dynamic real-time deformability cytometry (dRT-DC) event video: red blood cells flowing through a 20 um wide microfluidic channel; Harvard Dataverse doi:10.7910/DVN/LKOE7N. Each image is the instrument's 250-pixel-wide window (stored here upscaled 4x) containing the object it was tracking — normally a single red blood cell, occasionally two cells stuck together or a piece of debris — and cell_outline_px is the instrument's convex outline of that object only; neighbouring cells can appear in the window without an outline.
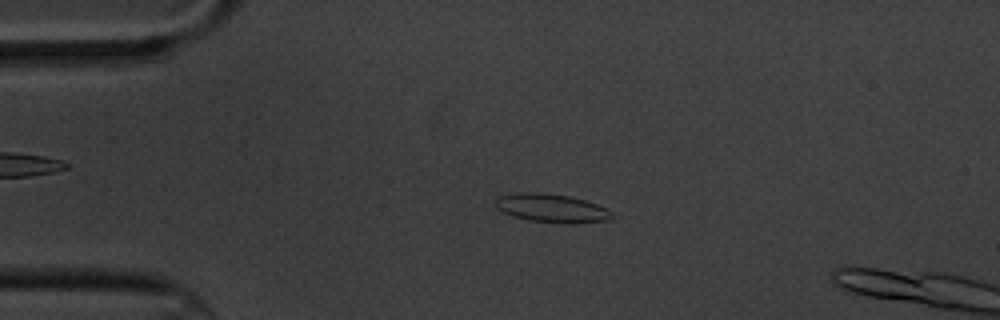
{"species": "common noctule bat (a hibernating species)", "species_latin": "Nyctalus noctula", "temperature_condition": "cold", "stored_images_in_passage": 5, "camera_frame_rate_fps": 3000, "um_per_image_px": 0.085, "animal": {"sex": "male", "body_mass_g": 20.1, "forearm_length_mm": 53.5}, "frame": {"image": 1, "passage_image": 3, "time_ms": 2.333, "image_size_px": [1000, 320], "cell_outline_px": [[620, 216], [612, 220], [572, 224], [528, 220], [512, 216], [496, 208], [492, 204], [496, 196], [520, 192], [540, 192], [568, 196], [584, 200], [608, 208]], "centroid_in_image_um": [46.93, 17.7], "position_along_channel_um": 38.1, "area_um2": 19.94}}